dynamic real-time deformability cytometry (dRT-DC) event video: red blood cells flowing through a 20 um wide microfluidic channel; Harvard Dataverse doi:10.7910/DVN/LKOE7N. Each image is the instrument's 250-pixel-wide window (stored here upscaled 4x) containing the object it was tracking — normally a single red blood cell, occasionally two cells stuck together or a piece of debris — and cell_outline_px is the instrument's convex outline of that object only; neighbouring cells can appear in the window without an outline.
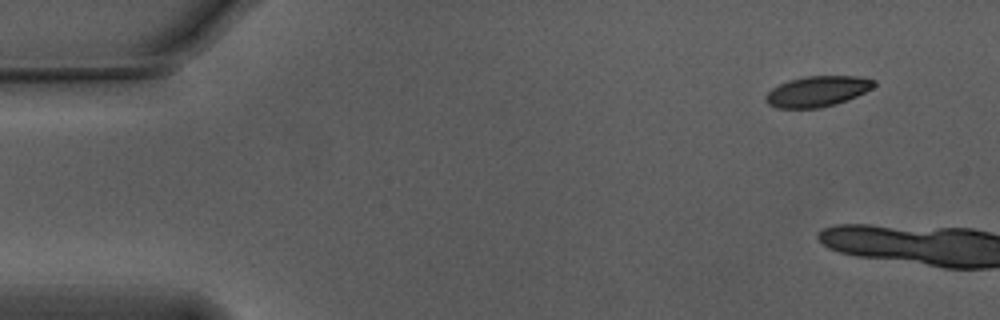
{"species": "Egyptian fruit bat (a non-hibernating species)", "species_latin": "Rousettus aegyptiacus", "temperature_condition": "warm", "stored_images_in_passage": 4, "segment_of_instrument_passage": [2, 2], "camera_frame_rate_fps": 3000, "um_per_image_px": 0.085, "animal": {"sex": "male"}, "frame": {"image": 1, "passage_image": 4, "time_ms": 1.0, "image_size_px": [1000, 320], "cell_outline_px": [[876, 84], [872, 88], [848, 100], [836, 104], [820, 108], [776, 108], [768, 104], [764, 100], [764, 96], [772, 88], [788, 80], [804, 76], [856, 76], [876, 80]], "centroid_in_image_um": [69.45, 7.77], "position_along_channel_um": 15.5, "area_um2": 19.42}}